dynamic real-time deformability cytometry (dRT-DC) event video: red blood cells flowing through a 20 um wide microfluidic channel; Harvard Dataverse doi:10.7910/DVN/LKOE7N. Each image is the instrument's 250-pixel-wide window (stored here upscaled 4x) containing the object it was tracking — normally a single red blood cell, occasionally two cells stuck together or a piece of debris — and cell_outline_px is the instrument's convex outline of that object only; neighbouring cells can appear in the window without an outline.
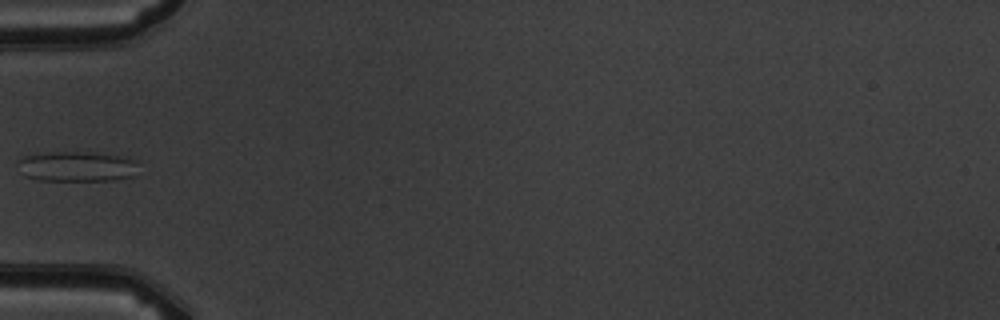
{"species": "common noctule bat (a hibernating species)", "species_latin": "Nyctalus noctula", "temperature_condition": "warm", "stored_images_in_passage": 3, "camera_frame_rate_fps": 3000, "um_per_image_px": 0.085, "animal": {"sex": "male", "body_mass_g": 19.5, "forearm_length_mm": 54.6}, "frame": {"image": 1, "passage_image": 2, "time_ms": 1.333, "image_size_px": [1000, 320], "cell_outline_px": [[136, 176], [112, 180], [40, 180], [24, 176], [16, 164], [20, 156], [56, 152], [84, 152], [120, 156], [136, 160]], "centroid_in_image_um": [6.49, 14.15], "position_along_channel_um": 78.5, "area_um2": 21.15}}
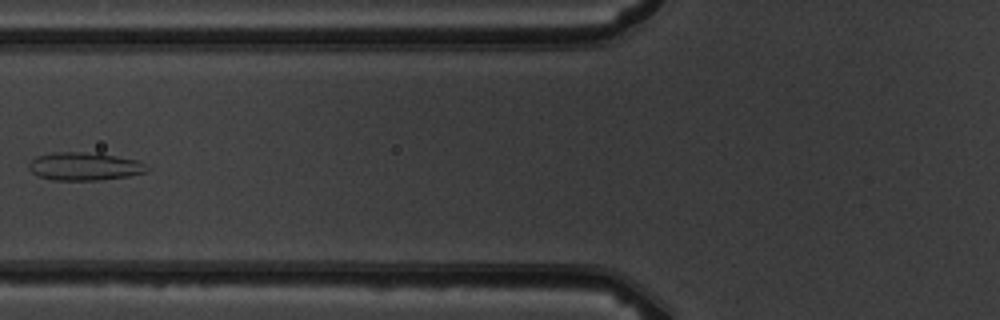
{"frame": {"image": 2, "passage_image": 3, "time_ms": 2.333, "image_size_px": [1000, 320], "cell_outline_px": [[148, 168], [144, 172], [128, 176], [96, 180], [52, 180], [40, 176], [32, 172], [28, 168], [28, 164], [36, 156], [56, 152], [96, 152], [136, 160], [144, 164]], "centroid_in_image_um": [7.14, 14.13], "position_along_channel_um": 118.7, "area_um2": 19.13}}